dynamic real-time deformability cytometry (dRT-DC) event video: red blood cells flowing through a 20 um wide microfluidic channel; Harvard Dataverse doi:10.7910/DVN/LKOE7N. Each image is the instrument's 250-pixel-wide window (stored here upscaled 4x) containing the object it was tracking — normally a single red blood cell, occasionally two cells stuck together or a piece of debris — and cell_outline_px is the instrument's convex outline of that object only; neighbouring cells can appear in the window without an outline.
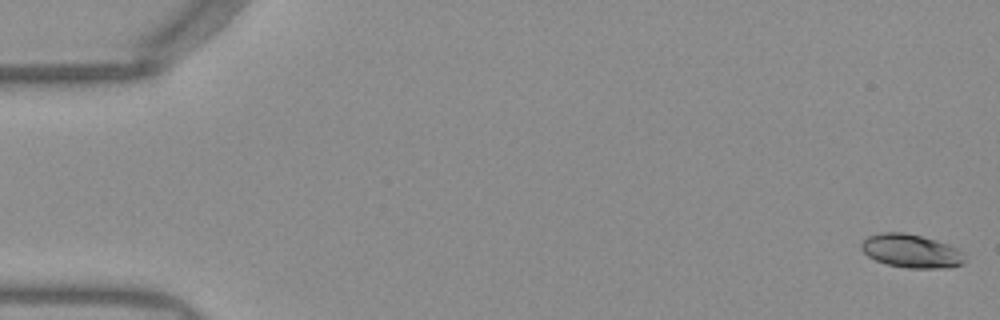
{"species": "Egyptian fruit bat (a non-hibernating species)", "species_latin": "Rousettus aegyptiacus", "temperature_condition": "warm", "stored_images_in_passage": 53, "camera_frame_rate_fps": 3000, "um_per_image_px": 0.085, "frame": {"image": 1, "passage_image": 1, "time_ms": 0.0, "image_size_px": [1000, 320], "cell_outline_px": [[964, 260], [960, 264], [952, 268], [908, 268], [888, 264], [876, 260], [868, 256], [860, 248], [860, 244], [868, 236], [880, 232], [904, 232], [936, 240], [948, 244], [956, 248], [960, 252]], "centroid_in_image_um": [77.41, 21.33], "position_along_channel_um": 7.6, "area_um2": 20.0}}
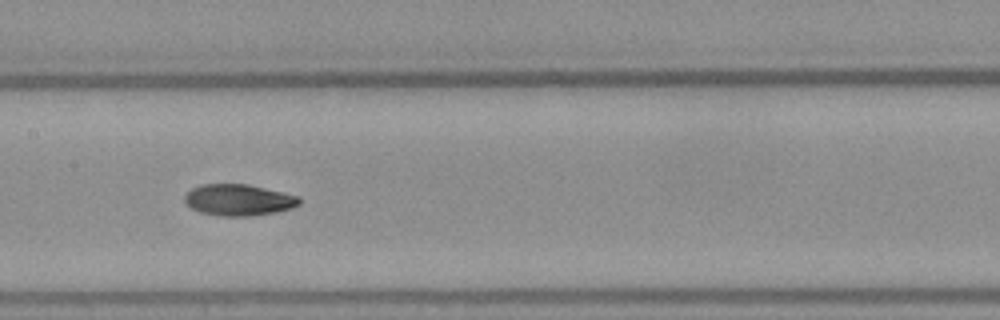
{"frame": {"image": 2, "passage_image": 26, "time_ms": 8.333, "image_size_px": [1000, 320], "cell_outline_px": [[300, 204], [292, 208], [276, 212], [252, 216], [224, 216], [200, 212], [192, 208], [184, 200], [184, 196], [192, 188], [200, 184], [248, 184], [284, 192], [300, 196]], "centroid_in_image_um": [20.31, 16.99], "position_along_channel_um": 187.1, "area_um2": 21.04}}
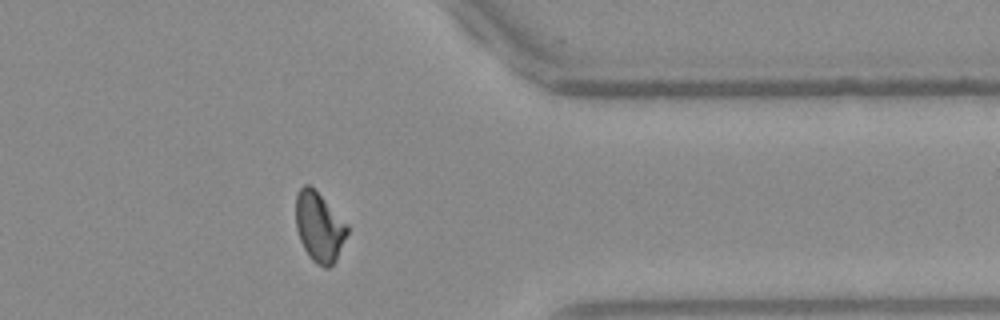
{"frame": {"image": 3, "passage_image": 42, "time_ms": 13.667, "image_size_px": [1000, 320], "cell_outline_px": [[348, 232], [336, 260], [328, 268], [324, 268], [316, 264], [308, 256], [300, 240], [296, 228], [296, 196], [300, 188], [304, 184], [308, 184], [348, 224]], "centroid_in_image_um": [27.13, 19.33], "position_along_channel_um": 384.3, "area_um2": 20.63}, "authors_computed_cell_mechanics": {"area_um2": 20.6346, "velocity_mm_per_s": 3.9345, "shape_relaxation_time_tau1_ms": 4.9816, "shape_relaxation_time_tau2_ms": 4.7488, "deformation_change_tau1": 0.1555, "deformation_change_tau2": 0.0852}}